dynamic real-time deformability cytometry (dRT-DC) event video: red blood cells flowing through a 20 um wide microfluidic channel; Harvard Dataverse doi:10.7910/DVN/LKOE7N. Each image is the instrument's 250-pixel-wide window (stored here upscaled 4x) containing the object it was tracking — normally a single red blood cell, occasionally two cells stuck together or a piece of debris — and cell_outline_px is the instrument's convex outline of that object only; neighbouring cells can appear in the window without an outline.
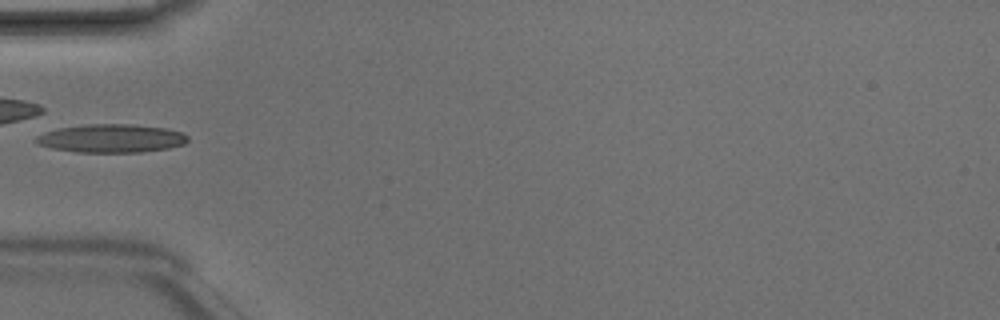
{"species": "Egyptian fruit bat (a non-hibernating species)", "species_latin": "Rousettus aegyptiacus", "temperature_condition": "room temperature", "stored_images_in_passage": 3, "camera_frame_rate_fps": 3000, "um_per_image_px": 0.085, "animal": {"sex": "male"}, "frame": {"image": 1, "passage_image": 2, "time_ms": 0.333, "image_size_px": [1000, 320], "cell_outline_px": [[188, 140], [184, 144], [168, 148], [140, 152], [76, 152], [52, 148], [36, 144], [32, 140], [36, 136], [44, 132], [60, 128], [88, 124], [132, 124], [164, 128], [180, 132], [188, 136]], "centroid_in_image_um": [9.42, 11.76], "position_along_channel_um": 75.6, "area_um2": 25.03}}